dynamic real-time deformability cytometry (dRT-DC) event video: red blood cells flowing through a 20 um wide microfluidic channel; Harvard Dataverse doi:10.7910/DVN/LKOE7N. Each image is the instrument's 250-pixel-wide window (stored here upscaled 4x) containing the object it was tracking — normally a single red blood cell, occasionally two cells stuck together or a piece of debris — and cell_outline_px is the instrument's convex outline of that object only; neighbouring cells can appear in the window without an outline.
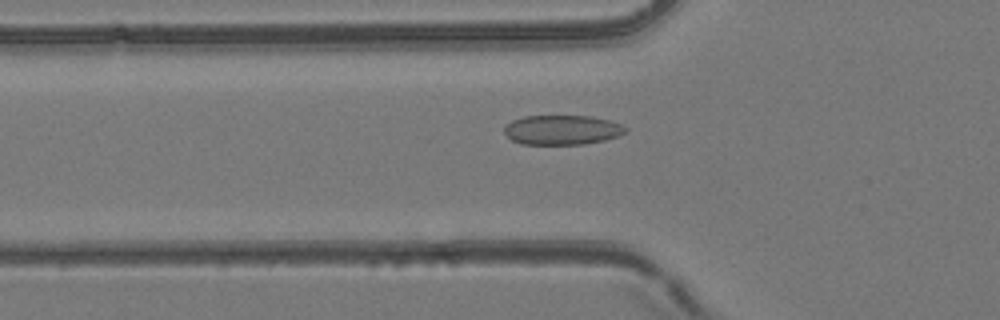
{"species": "common noctule bat (a hibernating species)", "species_latin": "Nyctalus noctula", "temperature_condition": "room temperature", "stored_images_in_passage": 47, "camera_frame_rate_fps": 3000, "um_per_image_px": 0.085, "animal": {"sex": "female", "body_mass_g": 24.6, "forearm_length_mm": 56.2}, "frame": {"image": 1, "passage_image": 12, "time_ms": 3.667, "image_size_px": [1000, 320], "cell_outline_px": [[628, 128], [624, 132], [616, 136], [604, 140], [584, 144], [520, 144], [512, 140], [504, 132], [504, 128], [512, 120], [524, 116], [592, 116], [612, 120]], "centroid_in_image_um": [47.78, 11.03], "position_along_channel_um": 78.0, "area_um2": 20.87}}
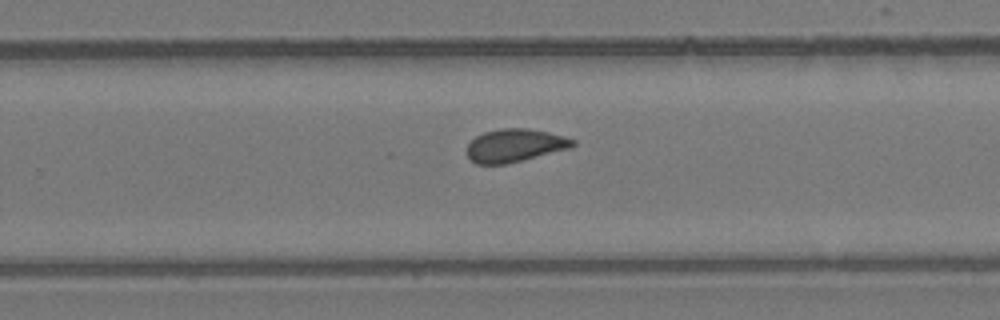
{"frame": {"image": 2, "passage_image": 28, "time_ms": 9.0, "image_size_px": [1000, 320], "cell_outline_px": [[576, 144], [572, 148], [508, 164], [476, 164], [468, 156], [468, 144], [476, 136], [484, 132], [504, 128], [528, 128], [548, 132], [564, 136], [576, 140]], "centroid_in_image_um": [43.81, 12.37], "position_along_channel_um": 286.0, "area_um2": 20.46}}
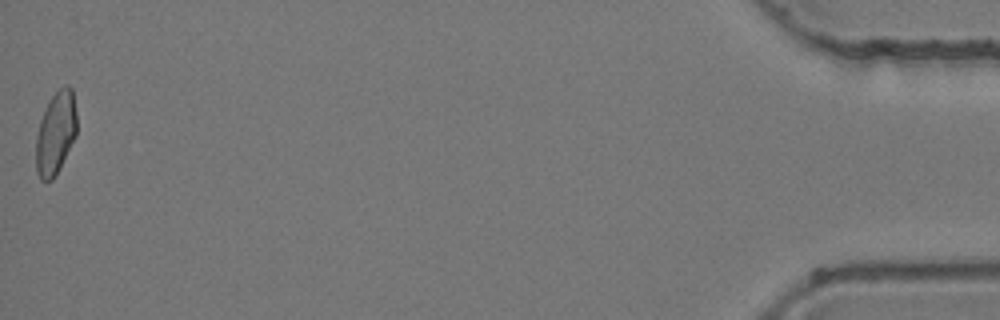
{"frame": {"image": 3, "passage_image": 47, "time_ms": 15.333, "image_size_px": [1000, 320], "cell_outline_px": [[76, 136], [56, 176], [52, 180], [40, 180], [36, 172], [36, 136], [40, 120], [44, 108], [52, 96], [64, 84], [68, 84], [72, 88], [76, 112]], "centroid_in_image_um": [4.73, 11.31], "position_along_channel_um": 430.5, "area_um2": 19.88}, "authors_computed_cell_mechanics": {"area_um2": 20.4612, "velocity_mm_per_s": 3.8929, "shape_relaxation_time_tau1_ms": null, "shape_relaxation_time_tau2_ms": 1.2035, "deformation_change_tau1": null, "deformation_change_tau2": 0.0659}}